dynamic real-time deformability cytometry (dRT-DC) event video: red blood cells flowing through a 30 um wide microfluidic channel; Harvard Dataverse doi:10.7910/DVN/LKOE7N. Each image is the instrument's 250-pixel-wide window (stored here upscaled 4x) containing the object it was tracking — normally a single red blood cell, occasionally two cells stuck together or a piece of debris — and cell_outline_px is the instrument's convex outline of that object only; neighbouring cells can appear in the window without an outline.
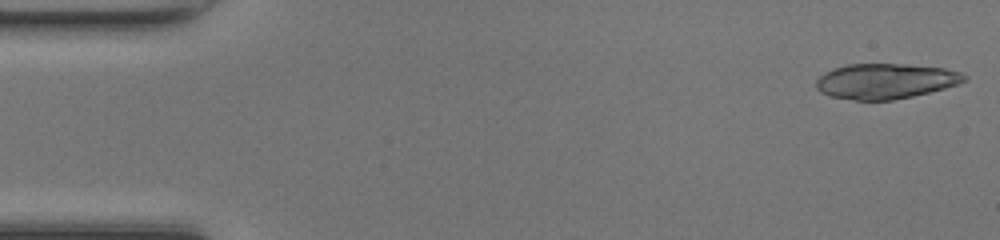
{"species": "common noctule bat (a hibernating species)", "species_latin": "Nyctalus noctula", "temperature_condition": "room temperature", "stored_images_in_passage": 14, "camera_frame_rate_fps": 3000, "um_per_image_px": 0.085, "animal": {"sex": "female", "body_mass_g": 17.0, "forearm_length_mm": 48.0}, "frame": {"image": 1, "passage_image": 1, "time_ms": 0.0, "image_size_px": [1000, 240], "cell_outline_px": [[968, 80], [960, 84], [912, 96], [892, 100], [856, 100], [832, 96], [820, 92], [816, 88], [816, 80], [824, 72], [832, 68], [848, 64], [904, 64], [944, 68], [960, 72], [968, 76]], "centroid_in_image_um": [75.28, 6.89], "position_along_channel_um": 9.7, "area_um2": 30.46}}